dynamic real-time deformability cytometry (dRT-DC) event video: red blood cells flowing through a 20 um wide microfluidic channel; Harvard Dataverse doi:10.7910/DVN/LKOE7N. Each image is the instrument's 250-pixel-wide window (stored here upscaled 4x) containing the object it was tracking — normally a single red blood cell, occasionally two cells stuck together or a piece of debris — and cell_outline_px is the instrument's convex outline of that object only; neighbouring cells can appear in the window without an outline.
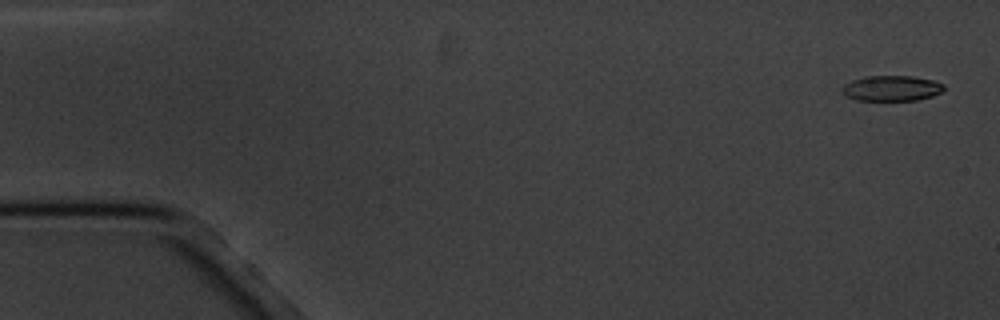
{"species": "common noctule bat (a hibernating species)", "species_latin": "Nyctalus noctula", "temperature_condition": "cold", "stored_images_in_passage": 5, "camera_frame_rate_fps": 3000, "um_per_image_px": 0.085, "animal": {"sex": "male", "body_mass_g": 20.1, "forearm_length_mm": 53.5}, "frame": {"image": 1, "passage_image": 1, "time_ms": 0.0, "image_size_px": [1000, 320], "cell_outline_px": [[944, 88], [940, 92], [932, 96], [916, 100], [856, 100], [844, 96], [840, 92], [840, 88], [844, 84], [852, 80], [864, 76], [912, 76], [932, 80], [944, 84]], "centroid_in_image_um": [75.71, 7.5], "position_along_channel_um": 9.3, "area_um2": 15.2}}